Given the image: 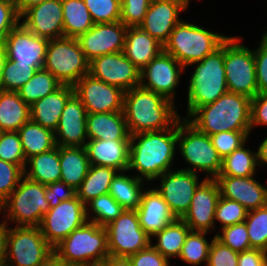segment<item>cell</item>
Listing matches in <instances>:
<instances>
[{"mask_svg": "<svg viewBox=\"0 0 267 266\" xmlns=\"http://www.w3.org/2000/svg\"><path fill=\"white\" fill-rule=\"evenodd\" d=\"M49 40L38 37L19 23L5 38L7 58L16 65L43 68Z\"/></svg>", "mask_w": 267, "mask_h": 266, "instance_id": "d6986e66", "label": "cell"}, {"mask_svg": "<svg viewBox=\"0 0 267 266\" xmlns=\"http://www.w3.org/2000/svg\"><path fill=\"white\" fill-rule=\"evenodd\" d=\"M38 69L40 68L36 66L16 65L14 61L7 58L1 75L3 91L17 92Z\"/></svg>", "mask_w": 267, "mask_h": 266, "instance_id": "7bdbcfd3", "label": "cell"}, {"mask_svg": "<svg viewBox=\"0 0 267 266\" xmlns=\"http://www.w3.org/2000/svg\"><path fill=\"white\" fill-rule=\"evenodd\" d=\"M62 83L49 71L40 68L17 92L20 98L29 106L37 100L55 92Z\"/></svg>", "mask_w": 267, "mask_h": 266, "instance_id": "f35d334b", "label": "cell"}, {"mask_svg": "<svg viewBox=\"0 0 267 266\" xmlns=\"http://www.w3.org/2000/svg\"><path fill=\"white\" fill-rule=\"evenodd\" d=\"M257 162L258 167H262V165L264 167V165H267V136L259 144L257 151Z\"/></svg>", "mask_w": 267, "mask_h": 266, "instance_id": "6125c7cd", "label": "cell"}, {"mask_svg": "<svg viewBox=\"0 0 267 266\" xmlns=\"http://www.w3.org/2000/svg\"><path fill=\"white\" fill-rule=\"evenodd\" d=\"M118 172L111 167L90 165L86 177L76 189V196L86 205L93 198L107 194Z\"/></svg>", "mask_w": 267, "mask_h": 266, "instance_id": "e575fe53", "label": "cell"}, {"mask_svg": "<svg viewBox=\"0 0 267 266\" xmlns=\"http://www.w3.org/2000/svg\"><path fill=\"white\" fill-rule=\"evenodd\" d=\"M267 252L261 249L251 248L239 252L238 266H265Z\"/></svg>", "mask_w": 267, "mask_h": 266, "instance_id": "680465c9", "label": "cell"}, {"mask_svg": "<svg viewBox=\"0 0 267 266\" xmlns=\"http://www.w3.org/2000/svg\"><path fill=\"white\" fill-rule=\"evenodd\" d=\"M248 210L239 202L224 198L220 195L215 209V221L220 227L243 223L247 217Z\"/></svg>", "mask_w": 267, "mask_h": 266, "instance_id": "ee69618b", "label": "cell"}, {"mask_svg": "<svg viewBox=\"0 0 267 266\" xmlns=\"http://www.w3.org/2000/svg\"><path fill=\"white\" fill-rule=\"evenodd\" d=\"M219 197L220 188L216 179L204 177L192 197L188 211L181 218L191 231L212 233V229H216L214 216Z\"/></svg>", "mask_w": 267, "mask_h": 266, "instance_id": "ac0fdd59", "label": "cell"}, {"mask_svg": "<svg viewBox=\"0 0 267 266\" xmlns=\"http://www.w3.org/2000/svg\"><path fill=\"white\" fill-rule=\"evenodd\" d=\"M86 129L91 140H130L123 111L87 113Z\"/></svg>", "mask_w": 267, "mask_h": 266, "instance_id": "83f0119b", "label": "cell"}, {"mask_svg": "<svg viewBox=\"0 0 267 266\" xmlns=\"http://www.w3.org/2000/svg\"><path fill=\"white\" fill-rule=\"evenodd\" d=\"M39 266H69V265L61 261L55 254H53Z\"/></svg>", "mask_w": 267, "mask_h": 266, "instance_id": "be15d7a7", "label": "cell"}, {"mask_svg": "<svg viewBox=\"0 0 267 266\" xmlns=\"http://www.w3.org/2000/svg\"><path fill=\"white\" fill-rule=\"evenodd\" d=\"M244 222L251 248L267 252V205L248 211Z\"/></svg>", "mask_w": 267, "mask_h": 266, "instance_id": "b9f144b4", "label": "cell"}, {"mask_svg": "<svg viewBox=\"0 0 267 266\" xmlns=\"http://www.w3.org/2000/svg\"><path fill=\"white\" fill-rule=\"evenodd\" d=\"M3 265L39 266L54 254L37 226L2 225Z\"/></svg>", "mask_w": 267, "mask_h": 266, "instance_id": "52a82bcc", "label": "cell"}, {"mask_svg": "<svg viewBox=\"0 0 267 266\" xmlns=\"http://www.w3.org/2000/svg\"><path fill=\"white\" fill-rule=\"evenodd\" d=\"M124 210L109 193L93 198L86 204L88 221L101 227H105L114 221Z\"/></svg>", "mask_w": 267, "mask_h": 266, "instance_id": "ab89813d", "label": "cell"}, {"mask_svg": "<svg viewBox=\"0 0 267 266\" xmlns=\"http://www.w3.org/2000/svg\"><path fill=\"white\" fill-rule=\"evenodd\" d=\"M220 195L239 202L248 211L267 205V187L250 177L217 176Z\"/></svg>", "mask_w": 267, "mask_h": 266, "instance_id": "cb8c5ba5", "label": "cell"}, {"mask_svg": "<svg viewBox=\"0 0 267 266\" xmlns=\"http://www.w3.org/2000/svg\"><path fill=\"white\" fill-rule=\"evenodd\" d=\"M127 171L118 172L113 178L109 194L125 210H137L140 205L143 191L146 189L145 180L131 176Z\"/></svg>", "mask_w": 267, "mask_h": 266, "instance_id": "d6a6232c", "label": "cell"}, {"mask_svg": "<svg viewBox=\"0 0 267 266\" xmlns=\"http://www.w3.org/2000/svg\"><path fill=\"white\" fill-rule=\"evenodd\" d=\"M207 234L208 232L190 231L178 258L193 266L201 265L203 262L207 265L211 246V242L208 243L207 238H205Z\"/></svg>", "mask_w": 267, "mask_h": 266, "instance_id": "60d3db41", "label": "cell"}, {"mask_svg": "<svg viewBox=\"0 0 267 266\" xmlns=\"http://www.w3.org/2000/svg\"><path fill=\"white\" fill-rule=\"evenodd\" d=\"M45 193L46 185L23 176L17 188L0 205V214L4 213L0 223L39 227L43 216L50 210Z\"/></svg>", "mask_w": 267, "mask_h": 266, "instance_id": "ba28073f", "label": "cell"}, {"mask_svg": "<svg viewBox=\"0 0 267 266\" xmlns=\"http://www.w3.org/2000/svg\"><path fill=\"white\" fill-rule=\"evenodd\" d=\"M184 69L174 56L162 51L140 70V86L175 103L176 89Z\"/></svg>", "mask_w": 267, "mask_h": 266, "instance_id": "5bb4252c", "label": "cell"}, {"mask_svg": "<svg viewBox=\"0 0 267 266\" xmlns=\"http://www.w3.org/2000/svg\"><path fill=\"white\" fill-rule=\"evenodd\" d=\"M20 20L15 4L0 0V44L4 43L6 36L20 23Z\"/></svg>", "mask_w": 267, "mask_h": 266, "instance_id": "db71d44e", "label": "cell"}, {"mask_svg": "<svg viewBox=\"0 0 267 266\" xmlns=\"http://www.w3.org/2000/svg\"><path fill=\"white\" fill-rule=\"evenodd\" d=\"M238 257L239 252L225 246L214 236L211 240L206 266H238Z\"/></svg>", "mask_w": 267, "mask_h": 266, "instance_id": "816d5d0a", "label": "cell"}, {"mask_svg": "<svg viewBox=\"0 0 267 266\" xmlns=\"http://www.w3.org/2000/svg\"><path fill=\"white\" fill-rule=\"evenodd\" d=\"M251 99L227 91L213 103L198 107L186 120L200 132L251 131Z\"/></svg>", "mask_w": 267, "mask_h": 266, "instance_id": "3957f363", "label": "cell"}, {"mask_svg": "<svg viewBox=\"0 0 267 266\" xmlns=\"http://www.w3.org/2000/svg\"><path fill=\"white\" fill-rule=\"evenodd\" d=\"M54 254L69 266H94L109 255L107 231L87 221L54 248Z\"/></svg>", "mask_w": 267, "mask_h": 266, "instance_id": "5b68a950", "label": "cell"}, {"mask_svg": "<svg viewBox=\"0 0 267 266\" xmlns=\"http://www.w3.org/2000/svg\"><path fill=\"white\" fill-rule=\"evenodd\" d=\"M188 4H190V1H192V0H185Z\"/></svg>", "mask_w": 267, "mask_h": 266, "instance_id": "89a4df30", "label": "cell"}, {"mask_svg": "<svg viewBox=\"0 0 267 266\" xmlns=\"http://www.w3.org/2000/svg\"><path fill=\"white\" fill-rule=\"evenodd\" d=\"M75 95L81 100L87 113H107L123 111L124 91L84 75L74 86Z\"/></svg>", "mask_w": 267, "mask_h": 266, "instance_id": "2e32d148", "label": "cell"}, {"mask_svg": "<svg viewBox=\"0 0 267 266\" xmlns=\"http://www.w3.org/2000/svg\"><path fill=\"white\" fill-rule=\"evenodd\" d=\"M188 80L186 119L198 107L213 103L228 91L224 67V42L199 62Z\"/></svg>", "mask_w": 267, "mask_h": 266, "instance_id": "277c9868", "label": "cell"}, {"mask_svg": "<svg viewBox=\"0 0 267 266\" xmlns=\"http://www.w3.org/2000/svg\"><path fill=\"white\" fill-rule=\"evenodd\" d=\"M44 1L46 0H16L15 7L19 16H21L27 9Z\"/></svg>", "mask_w": 267, "mask_h": 266, "instance_id": "94428289", "label": "cell"}, {"mask_svg": "<svg viewBox=\"0 0 267 266\" xmlns=\"http://www.w3.org/2000/svg\"><path fill=\"white\" fill-rule=\"evenodd\" d=\"M120 21L127 27H138L145 17L151 0H120Z\"/></svg>", "mask_w": 267, "mask_h": 266, "instance_id": "f907efd6", "label": "cell"}, {"mask_svg": "<svg viewBox=\"0 0 267 266\" xmlns=\"http://www.w3.org/2000/svg\"><path fill=\"white\" fill-rule=\"evenodd\" d=\"M245 146L246 143L222 159L218 176L250 177L256 174L257 152Z\"/></svg>", "mask_w": 267, "mask_h": 266, "instance_id": "74e56055", "label": "cell"}, {"mask_svg": "<svg viewBox=\"0 0 267 266\" xmlns=\"http://www.w3.org/2000/svg\"><path fill=\"white\" fill-rule=\"evenodd\" d=\"M7 60L6 49L3 44H0V77L4 68L5 61Z\"/></svg>", "mask_w": 267, "mask_h": 266, "instance_id": "e7e4bbea", "label": "cell"}, {"mask_svg": "<svg viewBox=\"0 0 267 266\" xmlns=\"http://www.w3.org/2000/svg\"><path fill=\"white\" fill-rule=\"evenodd\" d=\"M61 180L75 190L83 182L90 168L85 147L59 146Z\"/></svg>", "mask_w": 267, "mask_h": 266, "instance_id": "4dcf8cb0", "label": "cell"}, {"mask_svg": "<svg viewBox=\"0 0 267 266\" xmlns=\"http://www.w3.org/2000/svg\"><path fill=\"white\" fill-rule=\"evenodd\" d=\"M128 27L121 21L94 24L77 40L85 57L90 62L94 58L116 52H123Z\"/></svg>", "mask_w": 267, "mask_h": 266, "instance_id": "ffe728a7", "label": "cell"}, {"mask_svg": "<svg viewBox=\"0 0 267 266\" xmlns=\"http://www.w3.org/2000/svg\"><path fill=\"white\" fill-rule=\"evenodd\" d=\"M101 266H132L128 257H115L108 255L100 264Z\"/></svg>", "mask_w": 267, "mask_h": 266, "instance_id": "91938a15", "label": "cell"}, {"mask_svg": "<svg viewBox=\"0 0 267 266\" xmlns=\"http://www.w3.org/2000/svg\"><path fill=\"white\" fill-rule=\"evenodd\" d=\"M7 1H10V2H12V3H16V0H7Z\"/></svg>", "mask_w": 267, "mask_h": 266, "instance_id": "a7ac6f4b", "label": "cell"}, {"mask_svg": "<svg viewBox=\"0 0 267 266\" xmlns=\"http://www.w3.org/2000/svg\"><path fill=\"white\" fill-rule=\"evenodd\" d=\"M84 3L95 24L120 21V0H84Z\"/></svg>", "mask_w": 267, "mask_h": 266, "instance_id": "f6af8a7d", "label": "cell"}, {"mask_svg": "<svg viewBox=\"0 0 267 266\" xmlns=\"http://www.w3.org/2000/svg\"><path fill=\"white\" fill-rule=\"evenodd\" d=\"M177 146L179 154L188 164V167H178L179 169L197 174L206 173L207 179H215L219 175L222 158L214 148L210 136L181 117L178 119Z\"/></svg>", "mask_w": 267, "mask_h": 266, "instance_id": "9c48e42d", "label": "cell"}, {"mask_svg": "<svg viewBox=\"0 0 267 266\" xmlns=\"http://www.w3.org/2000/svg\"><path fill=\"white\" fill-rule=\"evenodd\" d=\"M260 45L253 49L258 93H267V30L262 33Z\"/></svg>", "mask_w": 267, "mask_h": 266, "instance_id": "f5cc1de1", "label": "cell"}, {"mask_svg": "<svg viewBox=\"0 0 267 266\" xmlns=\"http://www.w3.org/2000/svg\"><path fill=\"white\" fill-rule=\"evenodd\" d=\"M130 140H91L85 144L90 165L111 167L119 172L129 166Z\"/></svg>", "mask_w": 267, "mask_h": 266, "instance_id": "484cf974", "label": "cell"}, {"mask_svg": "<svg viewBox=\"0 0 267 266\" xmlns=\"http://www.w3.org/2000/svg\"><path fill=\"white\" fill-rule=\"evenodd\" d=\"M191 229L182 219H176L168 224L163 230L151 237V245L165 258L170 260L179 257L182 246ZM157 239V244L152 242V238Z\"/></svg>", "mask_w": 267, "mask_h": 266, "instance_id": "d590c367", "label": "cell"}, {"mask_svg": "<svg viewBox=\"0 0 267 266\" xmlns=\"http://www.w3.org/2000/svg\"><path fill=\"white\" fill-rule=\"evenodd\" d=\"M251 131H226L210 135L212 144L223 159L247 143Z\"/></svg>", "mask_w": 267, "mask_h": 266, "instance_id": "7dc6e473", "label": "cell"}, {"mask_svg": "<svg viewBox=\"0 0 267 266\" xmlns=\"http://www.w3.org/2000/svg\"><path fill=\"white\" fill-rule=\"evenodd\" d=\"M89 74L124 92L140 86V69L123 52L110 53L94 58L89 63Z\"/></svg>", "mask_w": 267, "mask_h": 266, "instance_id": "e0dca14e", "label": "cell"}, {"mask_svg": "<svg viewBox=\"0 0 267 266\" xmlns=\"http://www.w3.org/2000/svg\"><path fill=\"white\" fill-rule=\"evenodd\" d=\"M29 120L30 106L20 98L18 92L2 91L0 93L2 132H17Z\"/></svg>", "mask_w": 267, "mask_h": 266, "instance_id": "1f68e13d", "label": "cell"}, {"mask_svg": "<svg viewBox=\"0 0 267 266\" xmlns=\"http://www.w3.org/2000/svg\"><path fill=\"white\" fill-rule=\"evenodd\" d=\"M175 104L141 86L125 91L123 115L130 136L170 128L181 117Z\"/></svg>", "mask_w": 267, "mask_h": 266, "instance_id": "7a4b0ae2", "label": "cell"}, {"mask_svg": "<svg viewBox=\"0 0 267 266\" xmlns=\"http://www.w3.org/2000/svg\"><path fill=\"white\" fill-rule=\"evenodd\" d=\"M136 212L141 228L149 237L160 232L177 219L155 187H148L147 190L143 191Z\"/></svg>", "mask_w": 267, "mask_h": 266, "instance_id": "d4e9b609", "label": "cell"}, {"mask_svg": "<svg viewBox=\"0 0 267 266\" xmlns=\"http://www.w3.org/2000/svg\"><path fill=\"white\" fill-rule=\"evenodd\" d=\"M132 266H169V260L162 256L151 244L128 257Z\"/></svg>", "mask_w": 267, "mask_h": 266, "instance_id": "11a10c76", "label": "cell"}, {"mask_svg": "<svg viewBox=\"0 0 267 266\" xmlns=\"http://www.w3.org/2000/svg\"><path fill=\"white\" fill-rule=\"evenodd\" d=\"M0 159L25 168L26 159L18 132H2L0 136Z\"/></svg>", "mask_w": 267, "mask_h": 266, "instance_id": "c3c4849f", "label": "cell"}, {"mask_svg": "<svg viewBox=\"0 0 267 266\" xmlns=\"http://www.w3.org/2000/svg\"><path fill=\"white\" fill-rule=\"evenodd\" d=\"M87 221L86 205L75 196L50 208L43 216L39 229L46 241L54 248Z\"/></svg>", "mask_w": 267, "mask_h": 266, "instance_id": "4fadbf2b", "label": "cell"}, {"mask_svg": "<svg viewBox=\"0 0 267 266\" xmlns=\"http://www.w3.org/2000/svg\"><path fill=\"white\" fill-rule=\"evenodd\" d=\"M17 132L20 136L22 150L26 160L57 146L54 131L33 122L31 119Z\"/></svg>", "mask_w": 267, "mask_h": 266, "instance_id": "836d02e7", "label": "cell"}, {"mask_svg": "<svg viewBox=\"0 0 267 266\" xmlns=\"http://www.w3.org/2000/svg\"><path fill=\"white\" fill-rule=\"evenodd\" d=\"M24 176L43 185L61 180L59 146L26 160Z\"/></svg>", "mask_w": 267, "mask_h": 266, "instance_id": "f546056e", "label": "cell"}, {"mask_svg": "<svg viewBox=\"0 0 267 266\" xmlns=\"http://www.w3.org/2000/svg\"><path fill=\"white\" fill-rule=\"evenodd\" d=\"M89 63L77 38L62 37L49 40L43 68L62 85L74 86L89 74Z\"/></svg>", "mask_w": 267, "mask_h": 266, "instance_id": "8fae6325", "label": "cell"}, {"mask_svg": "<svg viewBox=\"0 0 267 266\" xmlns=\"http://www.w3.org/2000/svg\"><path fill=\"white\" fill-rule=\"evenodd\" d=\"M177 137L178 120L165 130L131 135L127 173L137 171V178L151 182L175 169Z\"/></svg>", "mask_w": 267, "mask_h": 266, "instance_id": "6da1fadb", "label": "cell"}, {"mask_svg": "<svg viewBox=\"0 0 267 266\" xmlns=\"http://www.w3.org/2000/svg\"><path fill=\"white\" fill-rule=\"evenodd\" d=\"M61 0H46L27 9L20 23L34 35L48 40L64 37Z\"/></svg>", "mask_w": 267, "mask_h": 266, "instance_id": "7402d4cb", "label": "cell"}, {"mask_svg": "<svg viewBox=\"0 0 267 266\" xmlns=\"http://www.w3.org/2000/svg\"><path fill=\"white\" fill-rule=\"evenodd\" d=\"M3 91L2 85H1V77H0V93Z\"/></svg>", "mask_w": 267, "mask_h": 266, "instance_id": "003e7915", "label": "cell"}, {"mask_svg": "<svg viewBox=\"0 0 267 266\" xmlns=\"http://www.w3.org/2000/svg\"><path fill=\"white\" fill-rule=\"evenodd\" d=\"M241 40L240 36L230 35L224 41L226 83L229 92L252 99L258 94L254 54Z\"/></svg>", "mask_w": 267, "mask_h": 266, "instance_id": "30bf717a", "label": "cell"}, {"mask_svg": "<svg viewBox=\"0 0 267 266\" xmlns=\"http://www.w3.org/2000/svg\"><path fill=\"white\" fill-rule=\"evenodd\" d=\"M2 247H3V234H2V224L0 223V266H4Z\"/></svg>", "mask_w": 267, "mask_h": 266, "instance_id": "03108f58", "label": "cell"}, {"mask_svg": "<svg viewBox=\"0 0 267 266\" xmlns=\"http://www.w3.org/2000/svg\"><path fill=\"white\" fill-rule=\"evenodd\" d=\"M157 191L170 207L176 218L181 219L189 209L199 182V175L179 168L170 170L159 176Z\"/></svg>", "mask_w": 267, "mask_h": 266, "instance_id": "9a60e30c", "label": "cell"}, {"mask_svg": "<svg viewBox=\"0 0 267 266\" xmlns=\"http://www.w3.org/2000/svg\"><path fill=\"white\" fill-rule=\"evenodd\" d=\"M76 196V190L67 185L65 182L58 181L46 185L45 198L47 199L50 208H54L61 201H67Z\"/></svg>", "mask_w": 267, "mask_h": 266, "instance_id": "9f6ffc18", "label": "cell"}, {"mask_svg": "<svg viewBox=\"0 0 267 266\" xmlns=\"http://www.w3.org/2000/svg\"><path fill=\"white\" fill-rule=\"evenodd\" d=\"M87 111L75 93L68 99L61 113L55 133L57 146L85 147Z\"/></svg>", "mask_w": 267, "mask_h": 266, "instance_id": "603a6c76", "label": "cell"}, {"mask_svg": "<svg viewBox=\"0 0 267 266\" xmlns=\"http://www.w3.org/2000/svg\"><path fill=\"white\" fill-rule=\"evenodd\" d=\"M251 131L257 126H267V93H258L251 99Z\"/></svg>", "mask_w": 267, "mask_h": 266, "instance_id": "6f0895ef", "label": "cell"}, {"mask_svg": "<svg viewBox=\"0 0 267 266\" xmlns=\"http://www.w3.org/2000/svg\"><path fill=\"white\" fill-rule=\"evenodd\" d=\"M188 6L185 0L151 1L143 22L138 27L164 45L174 27L181 21L180 13L187 10Z\"/></svg>", "mask_w": 267, "mask_h": 266, "instance_id": "44dd1931", "label": "cell"}, {"mask_svg": "<svg viewBox=\"0 0 267 266\" xmlns=\"http://www.w3.org/2000/svg\"><path fill=\"white\" fill-rule=\"evenodd\" d=\"M23 176L24 169L20 165L0 159V205L17 188Z\"/></svg>", "mask_w": 267, "mask_h": 266, "instance_id": "681fc988", "label": "cell"}, {"mask_svg": "<svg viewBox=\"0 0 267 266\" xmlns=\"http://www.w3.org/2000/svg\"><path fill=\"white\" fill-rule=\"evenodd\" d=\"M214 234L218 241L236 252L251 249L245 222L223 227Z\"/></svg>", "mask_w": 267, "mask_h": 266, "instance_id": "bcb514c9", "label": "cell"}, {"mask_svg": "<svg viewBox=\"0 0 267 266\" xmlns=\"http://www.w3.org/2000/svg\"><path fill=\"white\" fill-rule=\"evenodd\" d=\"M105 228L111 256L129 257L151 244V237L141 228L136 210H124Z\"/></svg>", "mask_w": 267, "mask_h": 266, "instance_id": "7c38bea8", "label": "cell"}, {"mask_svg": "<svg viewBox=\"0 0 267 266\" xmlns=\"http://www.w3.org/2000/svg\"><path fill=\"white\" fill-rule=\"evenodd\" d=\"M163 51V44L140 27H128L123 53L140 70Z\"/></svg>", "mask_w": 267, "mask_h": 266, "instance_id": "f1b7e54d", "label": "cell"}, {"mask_svg": "<svg viewBox=\"0 0 267 266\" xmlns=\"http://www.w3.org/2000/svg\"><path fill=\"white\" fill-rule=\"evenodd\" d=\"M73 94V86L62 85L55 92L37 100L30 106V119L45 128L55 131L66 102Z\"/></svg>", "mask_w": 267, "mask_h": 266, "instance_id": "4316f807", "label": "cell"}, {"mask_svg": "<svg viewBox=\"0 0 267 266\" xmlns=\"http://www.w3.org/2000/svg\"><path fill=\"white\" fill-rule=\"evenodd\" d=\"M64 37L78 38L95 24L84 0H61Z\"/></svg>", "mask_w": 267, "mask_h": 266, "instance_id": "8d00e7d4", "label": "cell"}, {"mask_svg": "<svg viewBox=\"0 0 267 266\" xmlns=\"http://www.w3.org/2000/svg\"><path fill=\"white\" fill-rule=\"evenodd\" d=\"M229 36L215 33L196 23L180 21L163 45V51L174 56L185 68L215 51Z\"/></svg>", "mask_w": 267, "mask_h": 266, "instance_id": "8992f818", "label": "cell"}]
</instances>
